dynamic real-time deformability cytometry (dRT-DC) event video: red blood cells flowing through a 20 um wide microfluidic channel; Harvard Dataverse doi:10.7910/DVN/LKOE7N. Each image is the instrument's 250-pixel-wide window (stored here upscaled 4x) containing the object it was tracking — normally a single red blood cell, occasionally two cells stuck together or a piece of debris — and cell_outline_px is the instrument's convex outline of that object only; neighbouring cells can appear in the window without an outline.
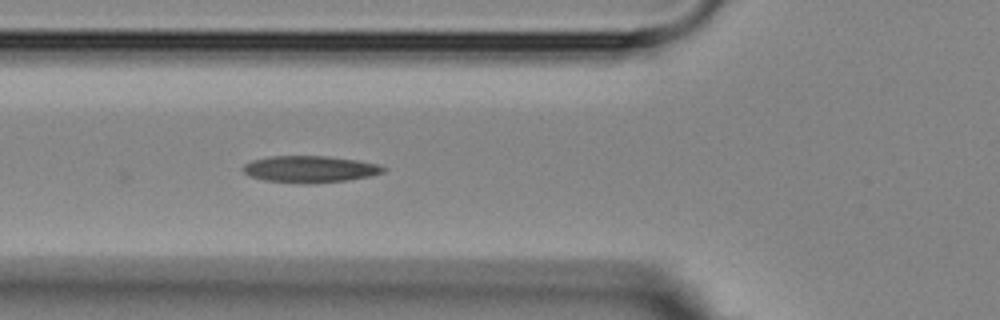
{"species": "Egyptian fruit bat (a non-hibernating species)", "species_latin": "Rousettus aegyptiacus", "temperature_condition": "room temperature", "stored_images_in_passage": 5, "camera_frame_rate_fps": 3000, "um_per_image_px": 0.085, "animal": {"sex": "female"}, "frame": {"image": 1, "passage_image": 5, "time_ms": 4.667, "image_size_px": [1000, 320], "cell_outline_px": [[388, 168], [384, 172], [372, 176], [348, 180], [312, 184], [308, 184], [264, 180], [248, 176], [244, 172], [244, 164], [252, 160], [268, 156], [328, 156], [356, 160], [376, 164]], "centroid_in_image_um": [26.35, 14.38], "position_along_channel_um": 99.4, "area_um2": 21.96}}